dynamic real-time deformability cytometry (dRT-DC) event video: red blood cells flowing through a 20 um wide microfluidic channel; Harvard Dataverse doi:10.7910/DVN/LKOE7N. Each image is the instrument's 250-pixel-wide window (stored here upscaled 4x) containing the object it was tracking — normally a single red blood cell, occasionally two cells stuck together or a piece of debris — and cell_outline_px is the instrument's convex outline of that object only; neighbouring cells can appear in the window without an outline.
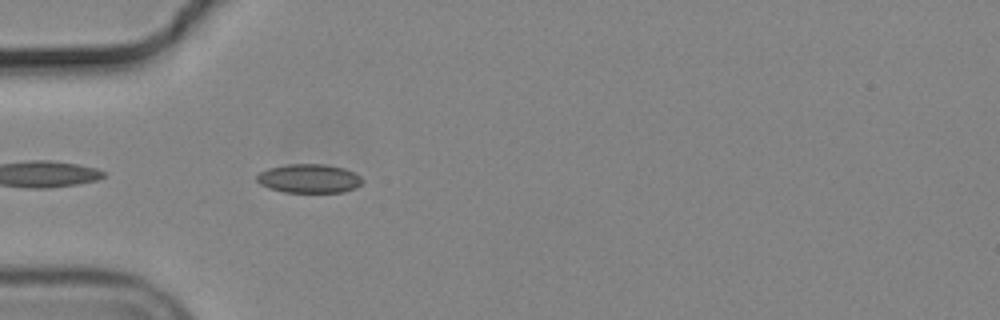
{"species": "common noctule bat (a hibernating species)", "species_latin": "Nyctalus noctula", "temperature_condition": "cold", "stored_images_in_passage": 13, "camera_frame_rate_fps": 3000, "um_per_image_px": 0.085, "animal": {"sex": "male", "body_mass_g": 19.2, "forearm_length_mm": 51.8}, "frame": {"image": 1, "passage_image": 3, "time_ms": 0.667, "image_size_px": [1000, 320], "cell_outline_px": [[364, 180], [356, 188], [344, 192], [284, 192], [268, 188], [260, 184], [256, 180], [256, 176], [260, 172], [268, 168], [284, 164], [324, 164], [344, 168], [360, 176]], "centroid_in_image_um": [26.25, 15.17], "position_along_channel_um": 58.7, "area_um2": 17.86}}